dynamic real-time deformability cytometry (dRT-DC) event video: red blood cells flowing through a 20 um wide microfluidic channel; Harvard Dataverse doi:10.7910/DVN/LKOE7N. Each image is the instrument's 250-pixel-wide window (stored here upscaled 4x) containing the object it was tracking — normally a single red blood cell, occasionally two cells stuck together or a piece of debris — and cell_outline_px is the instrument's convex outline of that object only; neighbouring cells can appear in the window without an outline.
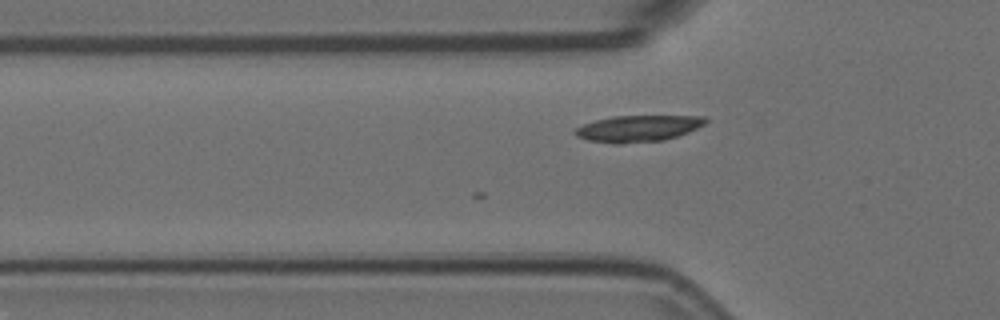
{"species": "Egyptian fruit bat (a non-hibernating species)", "species_latin": "Rousettus aegyptiacus", "temperature_condition": "room temperature", "stored_images_in_passage": 2, "camera_frame_rate_fps": 3000, "um_per_image_px": 0.085, "animal": {"sex": "female"}, "frame": {"image": 1, "passage_image": 2, "time_ms": 0.333, "image_size_px": [1000, 320], "cell_outline_px": [[708, 120], [704, 124], [688, 132], [664, 140], [620, 144], [616, 144], [588, 140], [576, 136], [572, 132], [576, 128], [584, 124], [596, 120], [612, 116], [704, 116]], "centroid_in_image_um": [54.21, 10.92], "position_along_channel_um": 71.6, "area_um2": 20.0}}